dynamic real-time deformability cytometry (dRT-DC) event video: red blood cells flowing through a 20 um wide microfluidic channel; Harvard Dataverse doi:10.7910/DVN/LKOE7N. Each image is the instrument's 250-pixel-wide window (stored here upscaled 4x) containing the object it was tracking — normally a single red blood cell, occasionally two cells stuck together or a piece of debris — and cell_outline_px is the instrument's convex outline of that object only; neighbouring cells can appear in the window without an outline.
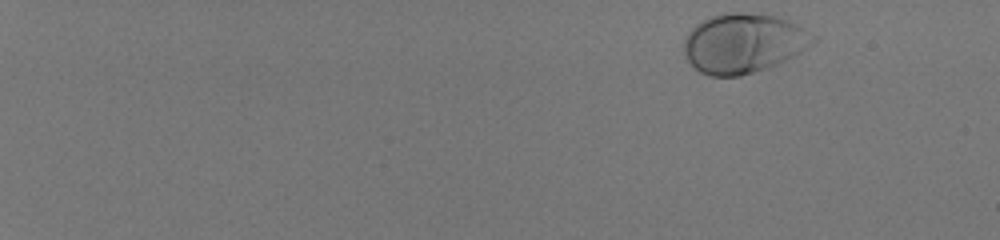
{"species": "human", "species_latin": "Homo sapiens", "temperature_condition": "room temperature", "stored_images_in_passage": 51, "camera_frame_rate_fps": 3000, "um_per_image_px": 0.085, "donor": {"sex": "male"}, "frame": {"image": 1, "passage_image": 2, "time_ms": 0.333, "image_size_px": [1000, 240], "cell_outline_px": [[816, 40], [812, 44], [800, 52], [768, 68], [740, 76], [708, 76], [700, 72], [684, 56], [684, 36], [696, 24], [712, 16], [724, 12], [740, 12], [772, 16], [788, 20], [816, 36]], "centroid_in_image_um": [63.15, 3.68], "position_along_channel_um": 21.8, "area_um2": 44.56}}
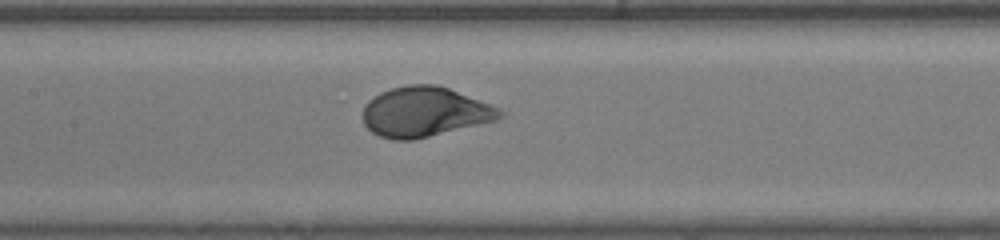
{"frame": {"image": 2, "passage_image": 28, "time_ms": 9.0, "image_size_px": [1000, 240], "cell_outline_px": [[504, 116], [496, 120], [412, 140], [392, 140], [380, 136], [372, 132], [364, 124], [364, 104], [368, 100], [380, 92], [392, 88], [408, 84], [436, 84], [448, 88], [500, 108], [504, 112]], "centroid_in_image_um": [36.08, 9.5], "position_along_channel_um": 171.3, "area_um2": 39.59}}
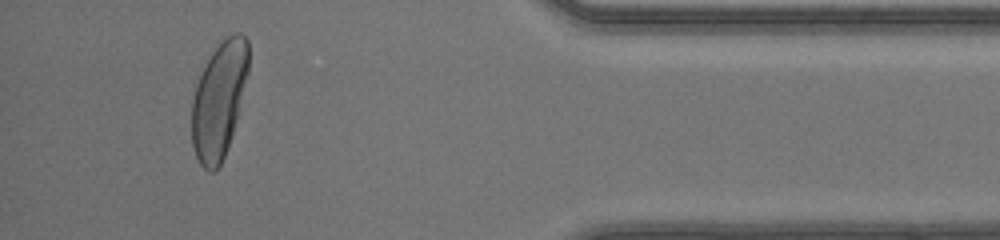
{"frame": {"image": 3, "passage_image": 48, "time_ms": 15.667, "image_size_px": [1000, 240], "cell_outline_px": [[248, 72], [232, 136], [224, 156], [220, 164], [212, 172], [208, 172], [200, 164], [196, 156], [192, 144], [192, 100], [196, 84], [212, 52], [228, 36], [236, 32], [240, 32], [248, 40]], "centroid_in_image_um": [18.61, 8.51], "position_along_channel_um": 416.6, "area_um2": 37.86}, "authors_computed_cell_mechanics": {"area_um2": 40.8646, "velocity_mm_per_s": 4.0809, "shape_relaxation_time_tau1_ms": 1.8593, "shape_relaxation_time_tau2_ms": null, "deformation_change_tau1": 0.1458, "deformation_change_tau2": null}}